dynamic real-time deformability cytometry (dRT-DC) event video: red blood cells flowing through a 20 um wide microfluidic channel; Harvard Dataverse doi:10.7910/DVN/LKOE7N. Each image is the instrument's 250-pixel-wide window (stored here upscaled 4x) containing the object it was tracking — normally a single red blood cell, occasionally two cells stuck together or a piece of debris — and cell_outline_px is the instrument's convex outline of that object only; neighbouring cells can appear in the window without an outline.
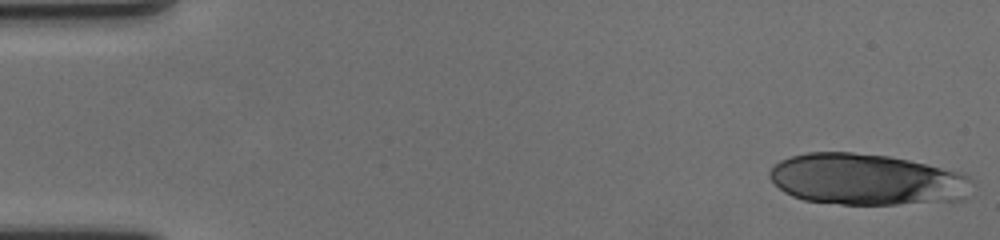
{"species": "human", "species_latin": "Homo sapiens", "temperature_condition": "cold", "stored_images_in_passage": 18, "camera_frame_rate_fps": 3000, "um_per_image_px": 0.085, "donor": {"sex": "female"}, "frame": {"image": 1, "passage_image": 1, "time_ms": 0.0, "image_size_px": [1000, 240], "cell_outline_px": [[968, 180], [964, 200], [896, 204], [840, 204], [804, 200], [792, 196], [784, 192], [768, 176], [768, 172], [780, 160], [792, 156], [808, 152], [852, 152], [888, 156], [908, 160], [964, 172], [968, 176]], "centroid_in_image_um": [73.62, 15.25], "position_along_channel_um": 11.4, "area_um2": 60.17}}